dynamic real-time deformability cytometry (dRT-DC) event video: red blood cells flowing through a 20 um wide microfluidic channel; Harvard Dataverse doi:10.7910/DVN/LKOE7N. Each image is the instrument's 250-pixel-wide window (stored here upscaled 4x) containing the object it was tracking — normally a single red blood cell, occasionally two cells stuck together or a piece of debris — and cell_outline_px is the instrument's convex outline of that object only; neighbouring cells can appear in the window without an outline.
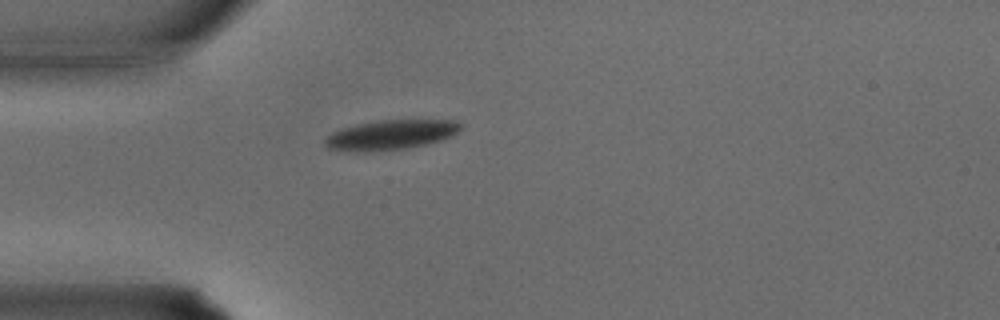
{"species": "common noctule bat (a hibernating species)", "species_latin": "Nyctalus noctula", "temperature_condition": "warm", "stored_images_in_passage": 26, "camera_frame_rate_fps": 3000, "um_per_image_px": 0.085, "animal": {"sex": "male", "body_mass_g": 15.6}, "frame": {"image": 1, "passage_image": 1, "time_ms": 0.0, "image_size_px": [1000, 320], "cell_outline_px": [[464, 128], [452, 136], [444, 140], [404, 148], [376, 152], [356, 152], [328, 148], [324, 144], [324, 140], [332, 132], [340, 128], [356, 124], [376, 120], [456, 120], [464, 124]], "centroid_in_image_um": [33.24, 11.45], "position_along_channel_um": 51.8, "area_um2": 23.93}}
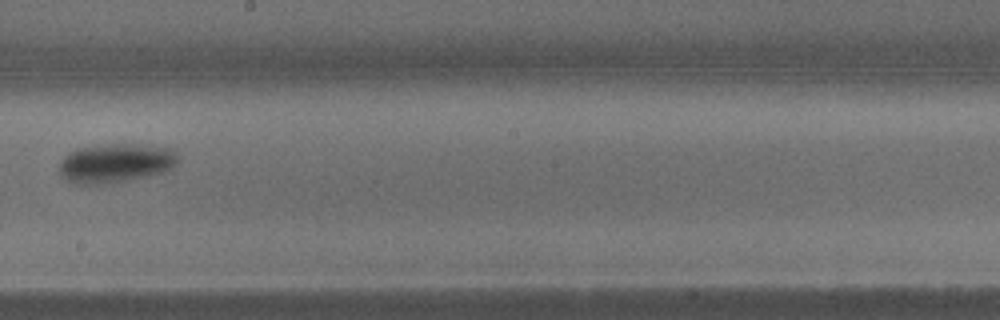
{"frame": {"image": 2, "passage_image": 11, "time_ms": 3.333, "image_size_px": [1000, 320], "cell_outline_px": [[180, 160], [172, 168], [164, 172], [148, 176], [128, 180], [100, 184], [72, 184], [64, 180], [60, 176], [60, 160], [64, 156], [80, 148], [108, 144], [136, 144], [172, 148], [176, 152]], "centroid_in_image_um": [9.84, 13.87], "position_along_channel_um": 238.4, "area_um2": 27.22}}
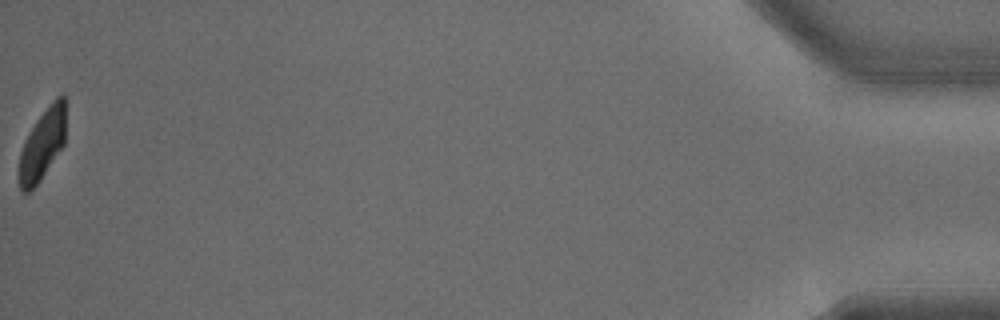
{"frame": {"image": 3, "passage_image": 26, "time_ms": 8.333, "image_size_px": [1000, 320], "cell_outline_px": [[68, 100], [64, 144], [40, 180], [28, 192], [24, 192], [20, 188], [20, 152], [24, 140], [36, 120], [52, 100], [56, 96], [64, 96]], "centroid_in_image_um": [3.66, 12.16], "position_along_channel_um": 431.5, "area_um2": 19.36}}